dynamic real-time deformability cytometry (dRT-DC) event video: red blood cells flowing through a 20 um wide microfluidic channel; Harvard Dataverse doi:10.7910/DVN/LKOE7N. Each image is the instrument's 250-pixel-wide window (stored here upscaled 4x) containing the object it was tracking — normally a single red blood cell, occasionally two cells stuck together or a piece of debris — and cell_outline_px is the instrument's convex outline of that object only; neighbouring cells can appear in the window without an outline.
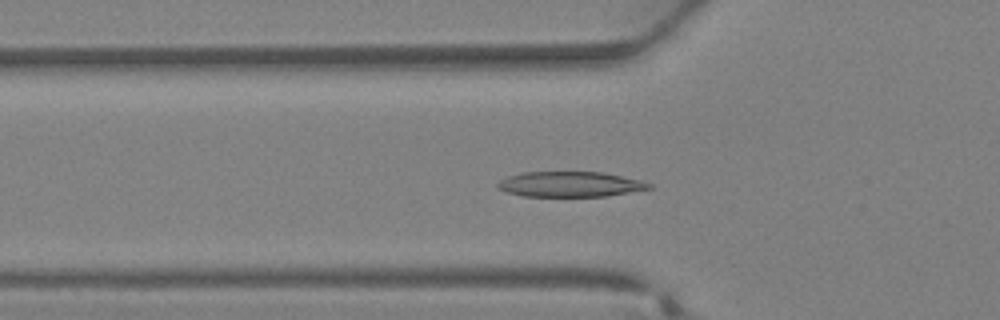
{"species": "Egyptian fruit bat (a non-hibernating species)", "species_latin": "Rousettus aegyptiacus", "temperature_condition": "warm", "stored_images_in_passage": 36, "camera_frame_rate_fps": 3000, "um_per_image_px": 0.085, "animal": {"sex": "female"}, "frame": {"image": 1, "passage_image": 12, "time_ms": 3.667, "image_size_px": [1000, 320], "cell_outline_px": [[652, 188], [608, 196], [524, 196], [508, 192], [496, 188], [496, 184], [500, 180], [508, 176], [524, 172], [604, 172], [644, 180], [652, 184]], "centroid_in_image_um": [48.5, 15.65], "position_along_channel_um": 77.3, "area_um2": 22.43}}
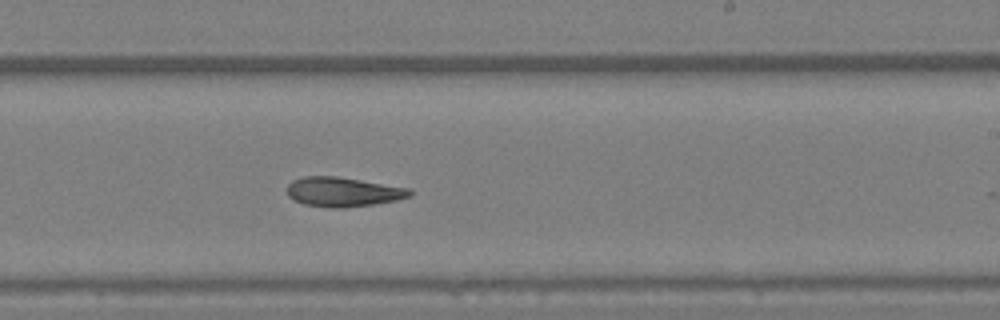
{"frame": {"image": 2, "passage_image": 22, "time_ms": 7.0, "image_size_px": [1000, 320], "cell_outline_px": [[412, 196], [396, 200], [372, 204], [344, 208], [332, 208], [304, 204], [288, 196], [288, 184], [292, 180], [304, 176], [336, 176], [412, 188]], "centroid_in_image_um": [29.19, 16.3], "position_along_channel_um": 259.8, "area_um2": 21.1}}
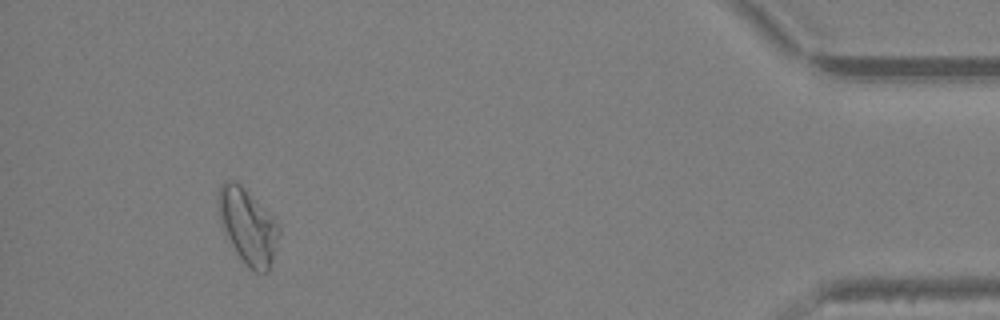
{"frame": {"image": 3, "passage_image": 34, "time_ms": 11.0, "image_size_px": [1000, 320], "cell_outline_px": [[280, 232], [272, 260], [268, 272], [256, 272], [248, 268], [236, 252], [224, 232], [220, 220], [216, 204], [216, 196], [220, 184], [224, 180], [232, 180], [240, 184], [280, 224]], "centroid_in_image_um": [21.03, 19.2], "position_along_channel_um": 414.2, "area_um2": 26.65}}